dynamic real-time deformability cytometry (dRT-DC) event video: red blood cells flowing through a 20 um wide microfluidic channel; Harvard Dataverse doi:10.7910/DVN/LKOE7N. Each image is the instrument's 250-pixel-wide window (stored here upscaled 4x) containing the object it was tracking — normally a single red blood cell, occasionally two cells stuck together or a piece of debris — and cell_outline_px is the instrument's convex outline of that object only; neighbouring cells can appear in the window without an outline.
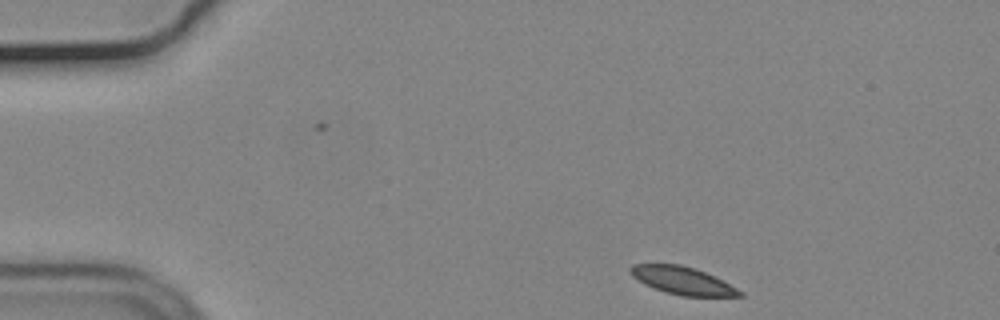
{"species": "common noctule bat (a hibernating species)", "species_latin": "Nyctalus noctula", "temperature_condition": "cold", "stored_images_in_passage": 48, "camera_frame_rate_fps": 3000, "um_per_image_px": 0.085, "animal": {"sex": "male", "body_mass_g": 19.2, "forearm_length_mm": 51.8}, "frame": {"image": 1, "passage_image": 1, "time_ms": 0.0, "image_size_px": [1000, 320], "cell_outline_px": [[744, 296], [680, 296], [644, 284], [632, 276], [628, 268], [632, 264], [680, 264], [696, 268], [744, 292]], "centroid_in_image_um": [57.98, 23.84], "position_along_channel_um": 27.0, "area_um2": 17.34}}
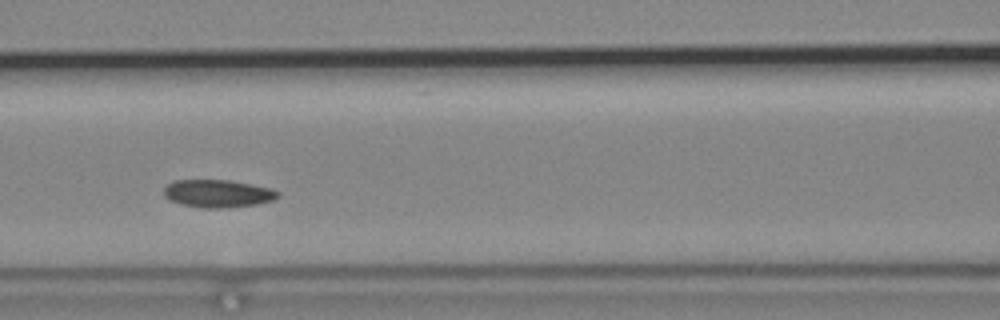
{"frame": {"image": 2, "passage_image": 17, "time_ms": 5.333, "image_size_px": [1000, 320], "cell_outline_px": [[280, 196], [272, 200], [256, 204], [220, 208], [200, 208], [180, 204], [164, 196], [164, 188], [172, 180], [232, 180], [272, 188], [280, 192]], "centroid_in_image_um": [18.52, 16.44], "position_along_channel_um": 148.1, "area_um2": 18.5}}
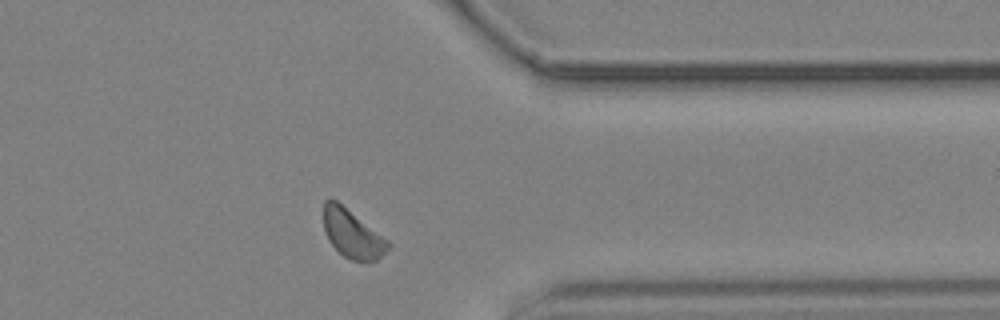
{"frame": {"image": 3, "passage_image": 37, "time_ms": 12.0, "image_size_px": [1000, 320], "cell_outline_px": [[392, 244], [376, 260], [352, 260], [344, 256], [328, 240], [324, 232], [324, 200], [336, 200], [388, 240]], "centroid_in_image_um": [29.93, 19.87], "position_along_channel_um": 381.5, "area_um2": 17.63}, "authors_computed_cell_mechanics": {"area_um2": 18.6116, "velocity_mm_per_s": 3.6418, "shape_relaxation_time_tau1_ms": 4.7487, "shape_relaxation_time_tau2_ms": 5.3718, "deformation_change_tau1": 0.0822, "deformation_change_tau2": 0.086}}